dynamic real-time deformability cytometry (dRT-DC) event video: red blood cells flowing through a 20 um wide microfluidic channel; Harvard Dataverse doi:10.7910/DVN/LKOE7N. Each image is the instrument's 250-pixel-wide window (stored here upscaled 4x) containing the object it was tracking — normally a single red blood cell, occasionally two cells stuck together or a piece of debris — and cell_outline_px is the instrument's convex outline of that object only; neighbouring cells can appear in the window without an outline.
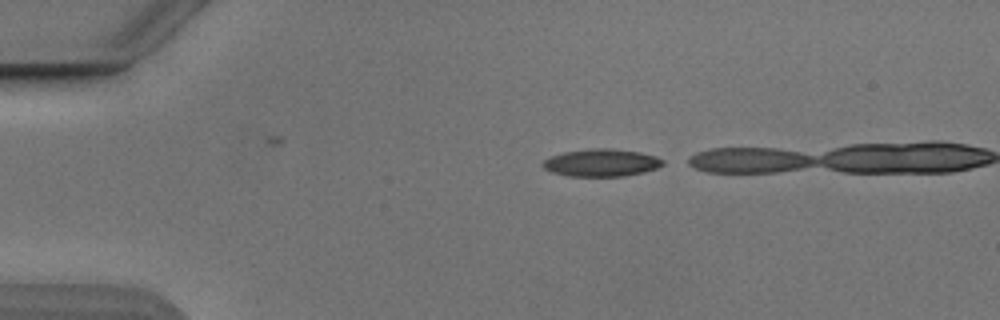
{"species": "Egyptian fruit bat (a non-hibernating species)", "species_latin": "Rousettus aegyptiacus", "temperature_condition": "cold", "stored_images_in_passage": 5, "camera_frame_rate_fps": 3000, "um_per_image_px": 0.085, "animal": {"sex": "male"}, "frame": {"image": 1, "passage_image": 1, "time_ms": 0.0, "image_size_px": [1000, 320], "cell_outline_px": [[664, 164], [656, 168], [644, 172], [624, 176], [568, 176], [552, 172], [544, 168], [540, 164], [548, 156], [564, 152], [592, 148], [608, 148], [640, 152], [656, 156], [664, 160]], "centroid_in_image_um": [51.1, 13.83], "position_along_channel_um": 33.9, "area_um2": 19.31}}